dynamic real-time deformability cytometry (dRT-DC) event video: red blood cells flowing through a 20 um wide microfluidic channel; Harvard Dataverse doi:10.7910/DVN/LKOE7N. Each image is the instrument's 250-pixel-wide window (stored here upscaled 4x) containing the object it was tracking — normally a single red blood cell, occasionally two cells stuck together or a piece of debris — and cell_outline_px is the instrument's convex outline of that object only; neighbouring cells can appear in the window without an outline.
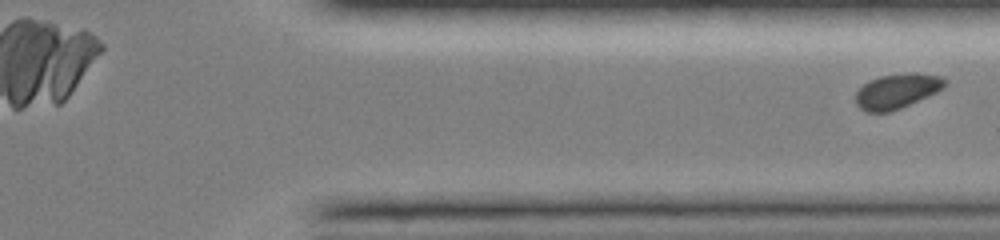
{"species": "common noctule bat (a hibernating species)", "species_latin": "Nyctalus noctula", "temperature_condition": "room temperature", "stored_images_in_passage": 15, "camera_frame_rate_fps": 3000, "um_per_image_px": 0.085, "animal": {"sex": "female", "body_mass_g": 19.0, "forearm_length_mm": 51.5}, "frame": {"image": 1, "passage_image": 15, "time_ms": 9.667, "image_size_px": [1000, 240], "cell_outline_px": [[948, 84], [944, 88], [936, 92], [900, 108], [888, 112], [864, 112], [856, 104], [856, 92], [868, 80], [880, 76], [912, 72], [920, 72], [940, 76], [948, 80]], "centroid_in_image_um": [76.26, 7.72], "position_along_channel_um": 335.1, "area_um2": 18.21}}